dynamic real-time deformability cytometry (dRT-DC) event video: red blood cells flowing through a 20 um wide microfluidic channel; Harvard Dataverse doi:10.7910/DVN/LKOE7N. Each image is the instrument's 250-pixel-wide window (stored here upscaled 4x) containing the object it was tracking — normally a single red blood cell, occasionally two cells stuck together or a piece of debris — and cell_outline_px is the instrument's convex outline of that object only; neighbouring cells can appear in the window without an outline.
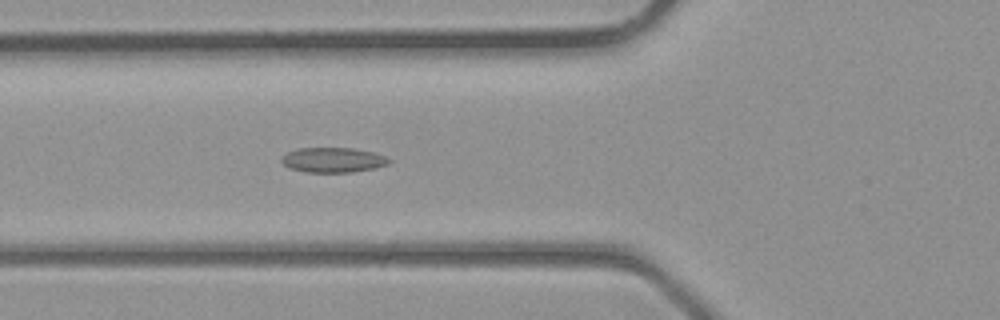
{"species": "common noctule bat (a hibernating species)", "species_latin": "Nyctalus noctula", "temperature_condition": "room temperature", "stored_images_in_passage": 39, "camera_frame_rate_fps": 3000, "um_per_image_px": 0.085, "animal": {"sex": "male", "body_mass_g": 23.1, "forearm_length_mm": 52.7}, "frame": {"image": 1, "passage_image": 15, "time_ms": 4.667, "image_size_px": [1000, 320], "cell_outline_px": [[392, 160], [388, 164], [376, 168], [352, 172], [308, 172], [288, 168], [280, 160], [280, 156], [296, 148], [352, 148], [376, 152]], "centroid_in_image_um": [28.3, 13.59], "position_along_channel_um": 97.5, "area_um2": 15.78}}
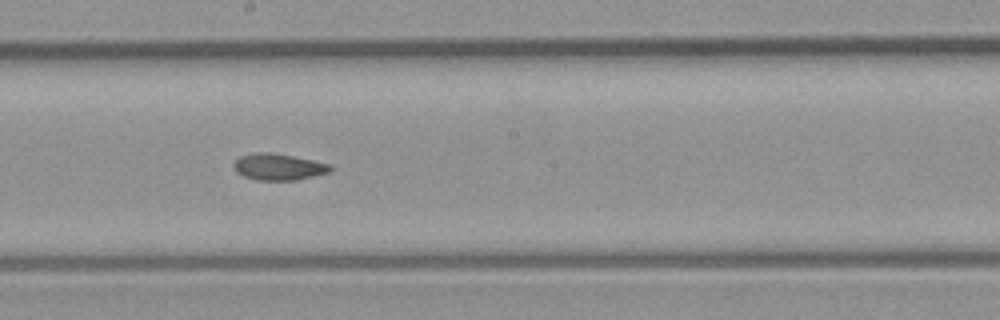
{"frame": {"image": 2, "passage_image": 22, "time_ms": 7.0, "image_size_px": [1000, 320], "cell_outline_px": [[332, 172], [296, 180], [256, 180], [244, 176], [236, 172], [232, 164], [240, 156], [252, 152], [272, 152], [312, 160], [328, 164], [332, 168]], "centroid_in_image_um": [23.64, 14.18], "position_along_channel_um": 224.6, "area_um2": 14.97}}
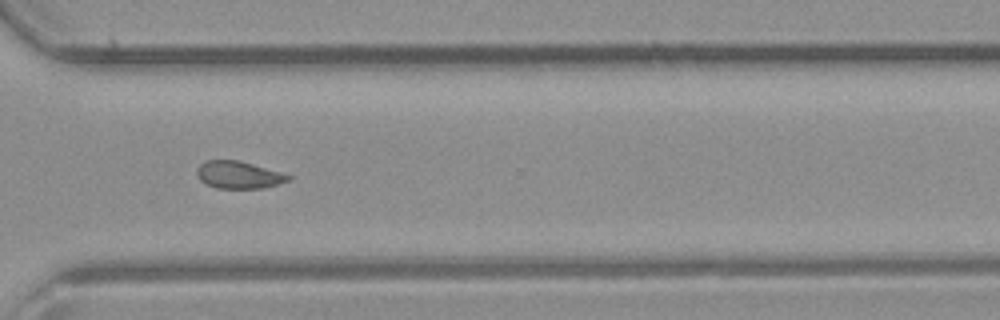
{"frame": {"image": 3, "passage_image": 29, "time_ms": 9.333, "image_size_px": [1000, 320], "cell_outline_px": [[292, 180], [264, 188], [216, 188], [200, 180], [196, 172], [196, 168], [204, 160], [240, 160], [292, 176]], "centroid_in_image_um": [20.28, 14.86], "position_along_channel_um": 350.3, "area_um2": 14.57}}